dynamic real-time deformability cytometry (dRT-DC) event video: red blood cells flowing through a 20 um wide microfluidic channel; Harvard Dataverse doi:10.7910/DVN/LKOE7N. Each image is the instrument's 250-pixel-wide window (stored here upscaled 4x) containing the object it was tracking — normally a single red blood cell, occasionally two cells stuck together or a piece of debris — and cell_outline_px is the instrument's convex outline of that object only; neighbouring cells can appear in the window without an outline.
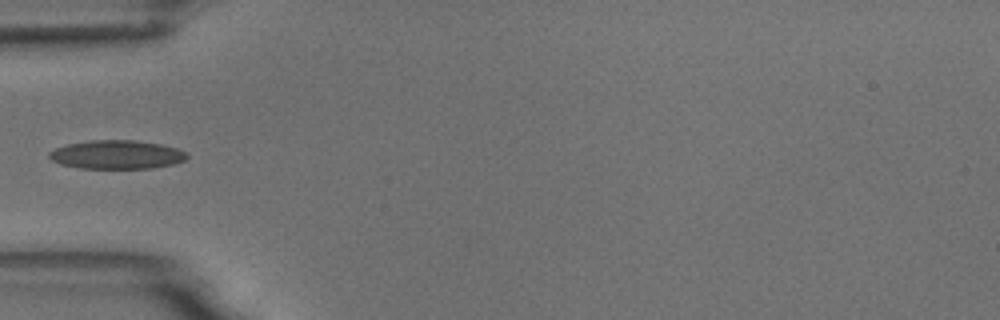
{"species": "common noctule bat (a hibernating species)", "species_latin": "Nyctalus noctula", "temperature_condition": "room temperature", "stored_images_in_passage": 8, "camera_frame_rate_fps": 3000, "um_per_image_px": 0.085, "animal": {"sex": "male", "body_mass_g": 18.8}, "frame": {"image": 1, "passage_image": 7, "time_ms": 7.0, "image_size_px": [1000, 320], "cell_outline_px": [[188, 156], [184, 160], [172, 164], [152, 168], [80, 168], [60, 164], [52, 160], [48, 156], [48, 152], [56, 148], [68, 144], [92, 140], [136, 140], [160, 144], [180, 148]], "centroid_in_image_um": [9.92, 13.14], "position_along_channel_um": 75.1, "area_um2": 22.95}}